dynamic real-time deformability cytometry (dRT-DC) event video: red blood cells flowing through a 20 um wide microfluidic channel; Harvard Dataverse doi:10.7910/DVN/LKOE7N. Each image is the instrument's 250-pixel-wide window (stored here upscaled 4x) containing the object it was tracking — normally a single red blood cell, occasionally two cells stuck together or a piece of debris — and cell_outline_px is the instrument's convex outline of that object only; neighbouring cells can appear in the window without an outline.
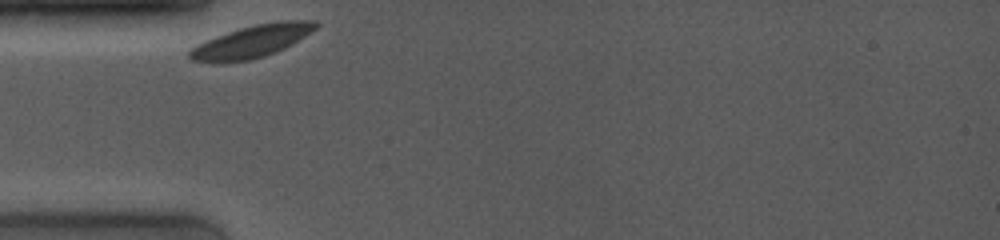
{"species": "common noctule bat (a hibernating species)", "species_latin": "Nyctalus noctula", "temperature_condition": "room temperature", "stored_images_in_passage": 39, "camera_frame_rate_fps": 4000, "um_per_image_px": 0.085, "animal": {"sex": "female", "body_mass_g": 19.0, "forearm_length_mm": 53.3}, "frame": {"image": 1, "passage_image": 1, "time_ms": 0.0, "image_size_px": [1000, 240], "cell_outline_px": [[320, 24], [316, 28], [304, 36], [284, 48], [264, 56], [248, 60], [192, 60], [188, 56], [188, 52], [196, 44], [216, 36], [240, 28], [256, 24], [276, 20], [316, 20]], "centroid_in_image_um": [21.47, 3.46], "position_along_channel_um": 63.5, "area_um2": 23.06}}
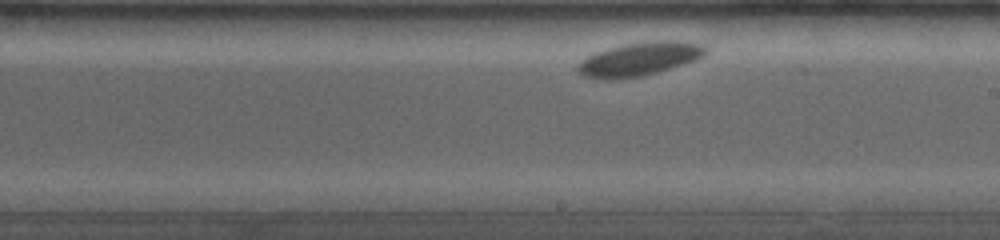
{"frame": {"image": 2, "passage_image": 21, "time_ms": 5.0, "image_size_px": [1000, 240], "cell_outline_px": [[708, 52], [704, 56], [696, 60], [684, 64], [656, 72], [640, 76], [616, 80], [604, 80], [584, 76], [576, 68], [576, 64], [580, 60], [596, 52], [608, 48], [624, 44], [656, 40], [676, 40], [704, 44], [708, 48]], "centroid_in_image_um": [54.37, 5.01], "position_along_channel_um": 234.6, "area_um2": 25.26}}
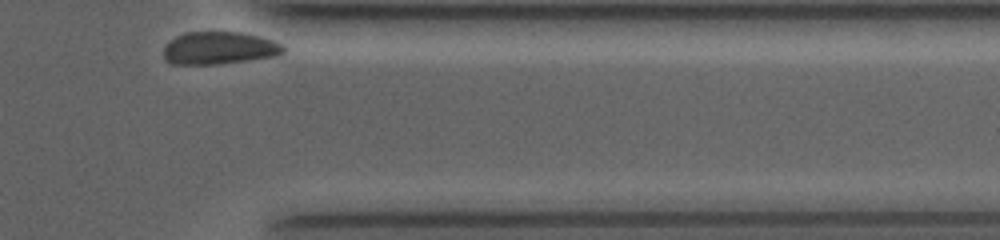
{"frame": {"image": 3, "passage_image": 39, "time_ms": 9.5, "image_size_px": [1000, 240], "cell_outline_px": [[284, 52], [272, 56], [248, 60], [212, 64], [172, 64], [164, 56], [164, 48], [176, 36], [188, 32], [240, 32], [260, 36], [272, 40], [280, 44], [284, 48]], "centroid_in_image_um": [18.63, 4.08], "position_along_channel_um": 392.8, "area_um2": 22.25}}